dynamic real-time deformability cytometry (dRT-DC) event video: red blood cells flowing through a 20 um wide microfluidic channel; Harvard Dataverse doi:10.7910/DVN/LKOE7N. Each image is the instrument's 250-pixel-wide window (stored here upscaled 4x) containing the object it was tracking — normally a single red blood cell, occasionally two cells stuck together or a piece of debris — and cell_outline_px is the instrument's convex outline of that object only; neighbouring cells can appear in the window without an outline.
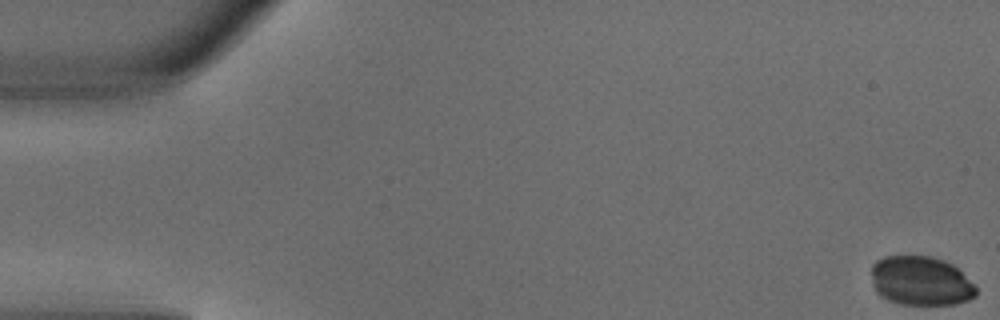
{"species": "common noctule bat (a hibernating species)", "species_latin": "Nyctalus noctula", "temperature_condition": "warm", "stored_images_in_passage": 5, "camera_frame_rate_fps": 3000, "um_per_image_px": 0.085, "animal": {"sex": "male", "body_mass_g": 18.8}, "frame": {"image": 1, "passage_image": 1, "time_ms": 0.0, "image_size_px": [1000, 320], "cell_outline_px": [[976, 296], [968, 300], [956, 304], [900, 304], [888, 300], [880, 296], [876, 292], [872, 284], [872, 264], [876, 260], [884, 256], [932, 256], [944, 260], [952, 264], [976, 284]], "centroid_in_image_um": [78.27, 23.87], "position_along_channel_um": 6.7, "area_um2": 30.35}}